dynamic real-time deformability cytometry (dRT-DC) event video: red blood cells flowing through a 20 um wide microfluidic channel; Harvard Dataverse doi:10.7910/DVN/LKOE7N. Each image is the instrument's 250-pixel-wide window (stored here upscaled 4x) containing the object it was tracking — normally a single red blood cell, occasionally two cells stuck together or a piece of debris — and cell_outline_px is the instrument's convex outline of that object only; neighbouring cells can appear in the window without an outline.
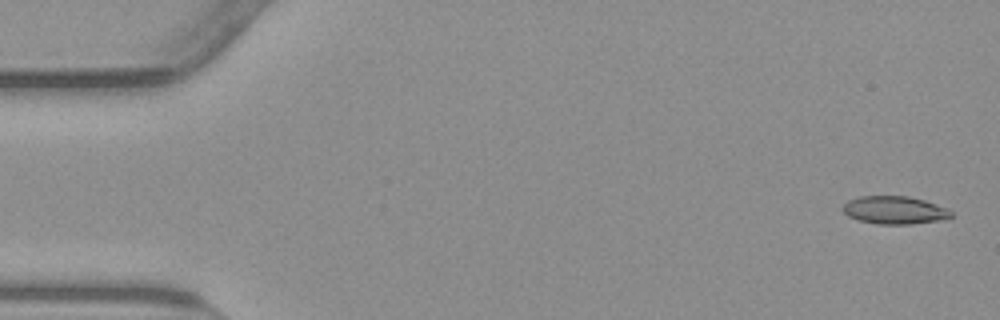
{"species": "common noctule bat (a hibernating species)", "species_latin": "Nyctalus noctula", "temperature_condition": "warm", "stored_images_in_passage": 55, "camera_frame_rate_fps": 3000, "um_per_image_px": 0.085, "animal": {"sex": "male", "body_mass_g": 23.1, "forearm_length_mm": 52.7}, "frame": {"image": 1, "passage_image": 2, "time_ms": 0.333, "image_size_px": [1000, 320], "cell_outline_px": [[952, 216], [940, 220], [912, 224], [876, 224], [860, 220], [848, 216], [840, 208], [848, 200], [860, 196], [908, 196], [924, 200], [948, 208], [952, 212]], "centroid_in_image_um": [76.02, 17.86], "position_along_channel_um": 9.0, "area_um2": 17.63}}
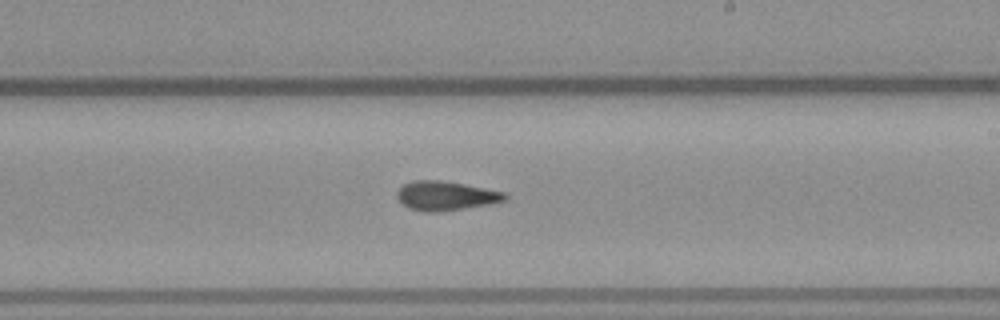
{"frame": {"image": 2, "passage_image": 32, "time_ms": 10.333, "image_size_px": [1000, 320], "cell_outline_px": [[508, 200], [492, 204], [436, 212], [424, 212], [408, 208], [400, 204], [396, 196], [396, 192], [404, 184], [412, 180], [440, 180], [464, 184], [504, 192], [508, 196]], "centroid_in_image_um": [37.86, 16.65], "position_along_channel_um": 251.1, "area_um2": 18.55}}
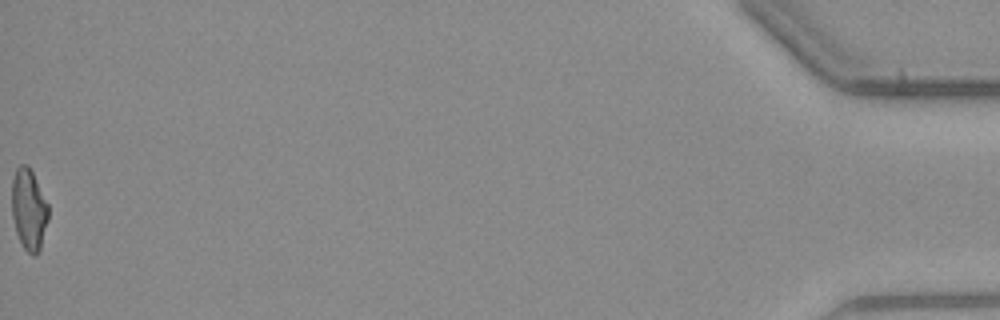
{"frame": {"image": 3, "passage_image": 55, "time_ms": 18.0, "image_size_px": [1000, 320], "cell_outline_px": [[48, 220], [40, 248], [36, 256], [32, 256], [20, 244], [16, 232], [12, 216], [12, 180], [16, 168], [20, 164], [28, 164], [48, 204]], "centroid_in_image_um": [2.44, 17.81], "position_along_channel_um": 432.8, "area_um2": 17.34}, "authors_computed_cell_mechanics": {"area_um2": 17.918, "velocity_mm_per_s": 3.8202, "shape_relaxation_time_tau1_ms": null, "shape_relaxation_time_tau2_ms": 2.2693, "deformation_change_tau1": null, "deformation_change_tau2": 0.0938}}